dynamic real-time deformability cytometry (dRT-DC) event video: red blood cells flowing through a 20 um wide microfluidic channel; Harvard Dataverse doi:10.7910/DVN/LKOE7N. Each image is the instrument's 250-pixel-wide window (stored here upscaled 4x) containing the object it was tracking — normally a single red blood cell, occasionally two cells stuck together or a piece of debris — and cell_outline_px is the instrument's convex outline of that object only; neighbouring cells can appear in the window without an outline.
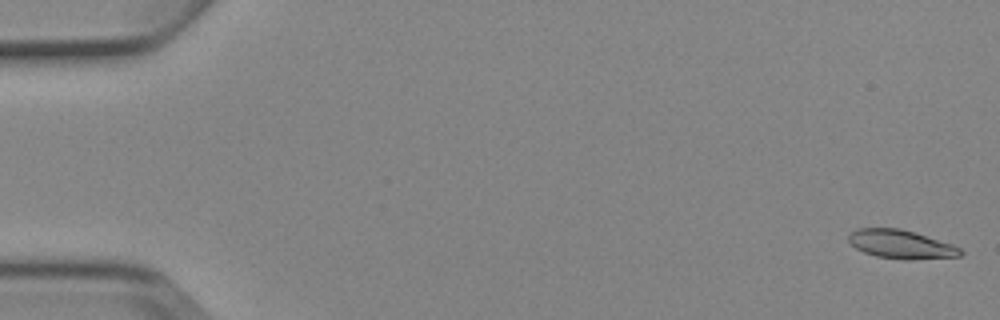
{"species": "Egyptian fruit bat (a non-hibernating species)", "species_latin": "Rousettus aegyptiacus", "temperature_condition": "cold", "stored_images_in_passage": 6, "camera_frame_rate_fps": 3000, "um_per_image_px": 0.085, "animal": {"sex": "female"}, "frame": {"image": 1, "passage_image": 1, "time_ms": 0.0, "image_size_px": [1000, 320], "cell_outline_px": [[964, 252], [960, 256], [912, 260], [904, 260], [876, 256], [864, 252], [856, 248], [848, 240], [848, 236], [852, 232], [860, 228], [900, 228], [952, 244], [960, 248]], "centroid_in_image_um": [76.6, 20.78], "position_along_channel_um": 8.4, "area_um2": 18.55}}
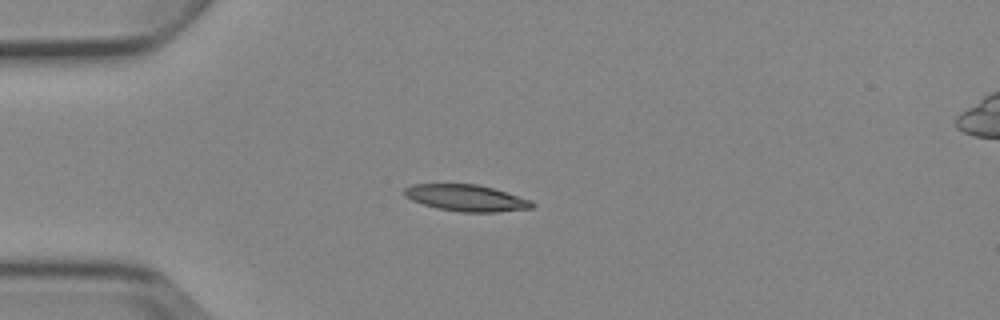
{"frame": {"image": 2, "passage_image": 4, "time_ms": 4.333, "image_size_px": [1000, 320], "cell_outline_px": [[536, 204], [532, 208], [496, 212], [460, 212], [436, 208], [412, 200], [404, 196], [404, 188], [412, 184], [476, 184], [492, 188], [532, 200]], "centroid_in_image_um": [39.63, 16.83], "position_along_channel_um": 45.4, "area_um2": 19.71}}
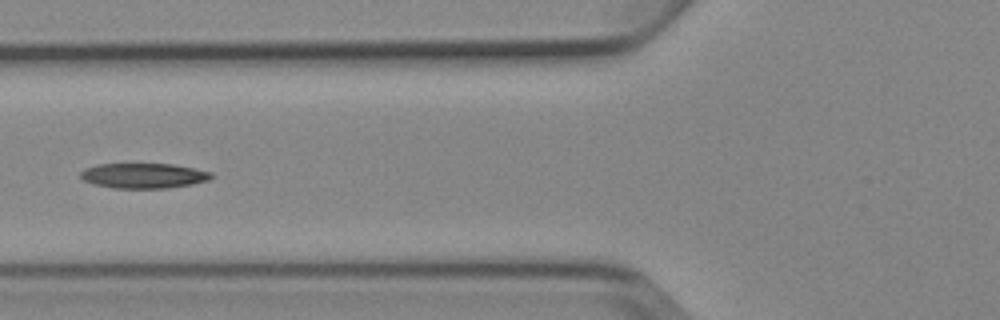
{"frame": {"image": 3, "passage_image": 6, "time_ms": 6.667, "image_size_px": [1000, 320], "cell_outline_px": [[212, 176], [208, 180], [192, 184], [168, 188], [116, 188], [96, 184], [84, 180], [80, 176], [80, 172], [84, 168], [96, 164], [172, 164], [196, 168], [212, 172]], "centroid_in_image_um": [12.22, 14.92], "position_along_channel_um": 113.6, "area_um2": 19.07}}